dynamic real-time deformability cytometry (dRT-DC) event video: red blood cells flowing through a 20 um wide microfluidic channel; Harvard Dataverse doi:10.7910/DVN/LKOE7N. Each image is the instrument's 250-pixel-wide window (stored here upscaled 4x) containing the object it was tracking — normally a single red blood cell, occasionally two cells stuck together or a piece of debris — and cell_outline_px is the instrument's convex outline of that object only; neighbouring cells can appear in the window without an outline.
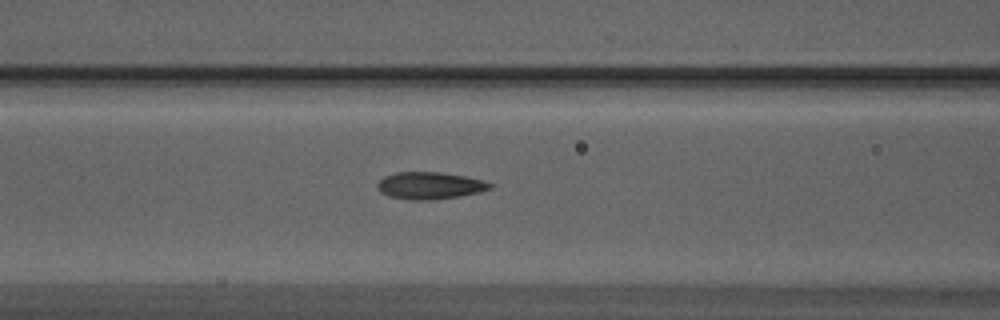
{"species": "Egyptian fruit bat (a non-hibernating species)", "species_latin": "Rousettus aegyptiacus", "temperature_condition": "warm", "stored_images_in_passage": 33, "camera_frame_rate_fps": 3000, "um_per_image_px": 0.085, "animal": {"sex": "male"}, "frame": {"image": 1, "passage_image": 13, "time_ms": 4.0, "image_size_px": [1000, 320], "cell_outline_px": [[492, 188], [480, 192], [460, 196], [428, 200], [408, 200], [388, 196], [380, 192], [376, 188], [376, 184], [384, 176], [396, 172], [440, 172], [464, 176], [484, 180], [492, 184]], "centroid_in_image_um": [36.51, 15.77], "position_along_channel_um": 130.1, "area_um2": 17.92}}
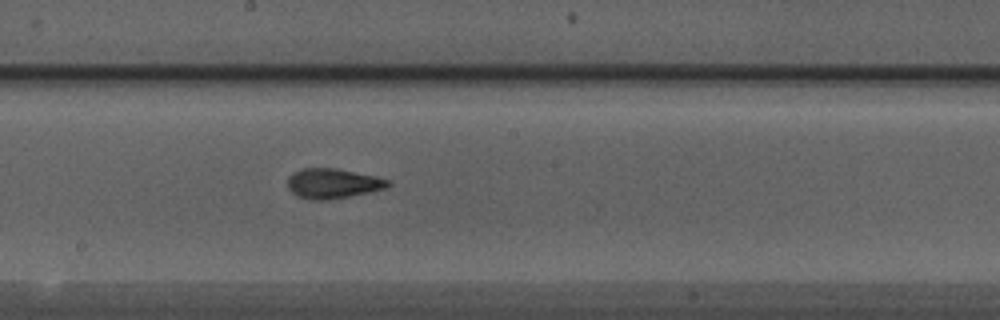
{"frame": {"image": 2, "passage_image": 19, "time_ms": 6.0, "image_size_px": [1000, 320], "cell_outline_px": [[392, 184], [384, 188], [368, 192], [328, 200], [312, 200], [296, 196], [288, 188], [288, 176], [292, 172], [300, 168], [336, 168], [372, 176], [388, 180]], "centroid_in_image_um": [28.21, 15.59], "position_along_channel_um": 220.0, "area_um2": 17.34}}
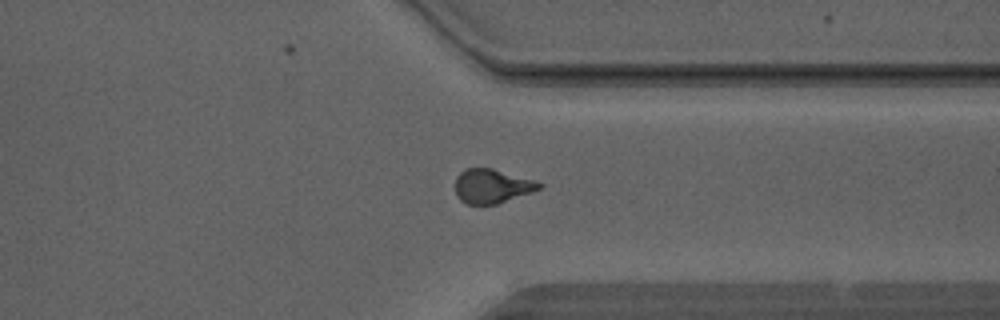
{"frame": {"image": 3, "passage_image": 29, "time_ms": 9.333, "image_size_px": [1000, 320], "cell_outline_px": [[544, 184], [540, 188], [532, 192], [496, 204], [468, 204], [460, 200], [456, 196], [456, 176], [464, 168], [492, 168], [532, 180]], "centroid_in_image_um": [41.78, 15.82], "position_along_channel_um": 369.6, "area_um2": 16.53}}